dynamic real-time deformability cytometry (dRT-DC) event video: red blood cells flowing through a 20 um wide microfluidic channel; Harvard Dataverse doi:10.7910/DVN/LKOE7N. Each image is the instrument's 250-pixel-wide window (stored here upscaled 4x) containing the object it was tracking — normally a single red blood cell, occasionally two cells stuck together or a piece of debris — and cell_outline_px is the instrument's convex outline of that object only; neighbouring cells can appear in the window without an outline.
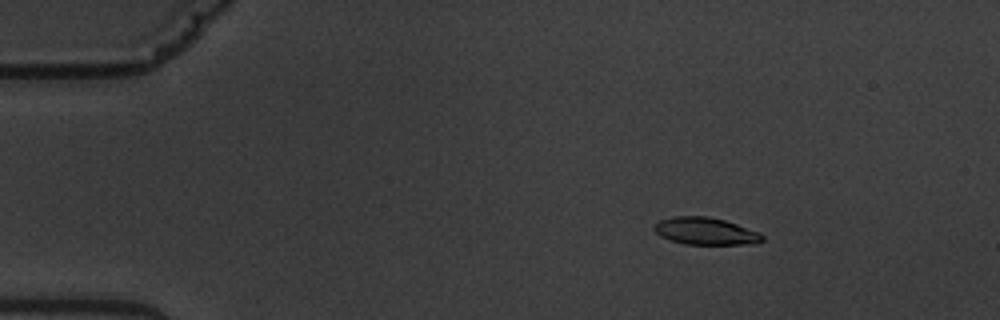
{"species": "common noctule bat (a hibernating species)", "species_latin": "Nyctalus noctula", "temperature_condition": "warm", "stored_images_in_passage": 7, "camera_frame_rate_fps": 3000, "um_per_image_px": 0.085, "animal": {"sex": "male", "body_mass_g": 19.5, "forearm_length_mm": 54.6}, "frame": {"image": 1, "passage_image": 2, "time_ms": 1.333, "image_size_px": [1000, 320], "cell_outline_px": [[764, 240], [756, 244], [684, 244], [660, 236], [652, 228], [660, 220], [672, 216], [708, 216], [724, 220], [760, 232], [764, 236]], "centroid_in_image_um": [59.99, 19.65], "position_along_channel_um": 25.0, "area_um2": 17.17}}
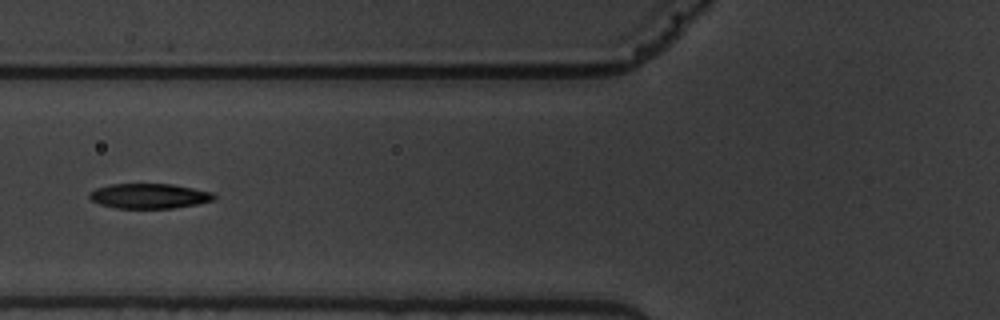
{"frame": {"image": 2, "passage_image": 6, "time_ms": 6.0, "image_size_px": [1000, 320], "cell_outline_px": [[216, 196], [212, 200], [196, 204], [172, 208], [116, 208], [100, 204], [92, 200], [88, 196], [88, 192], [96, 188], [112, 184], [172, 184], [212, 192]], "centroid_in_image_um": [12.65, 16.65], "position_along_channel_um": 113.2, "area_um2": 17.98}}
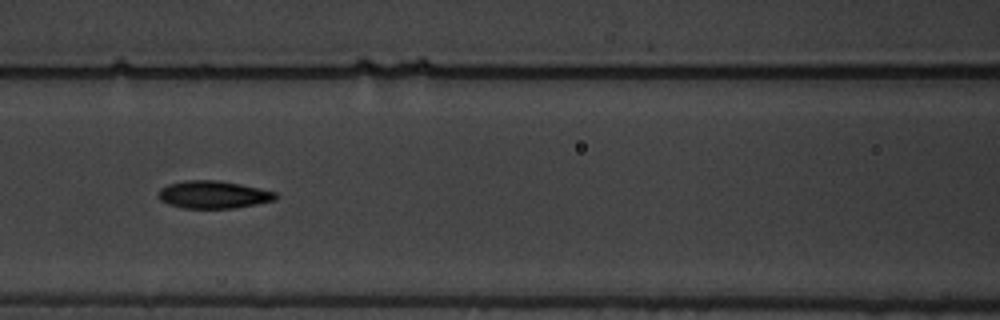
{"frame": {"image": 3, "passage_image": 7, "time_ms": 7.0, "image_size_px": [1000, 320], "cell_outline_px": [[280, 196], [276, 200], [256, 204], [232, 208], [184, 208], [168, 204], [160, 200], [160, 188], [168, 184], [184, 180], [220, 180], [260, 188], [276, 192]], "centroid_in_image_um": [18.17, 16.53], "position_along_channel_um": 148.4, "area_um2": 18.9}}